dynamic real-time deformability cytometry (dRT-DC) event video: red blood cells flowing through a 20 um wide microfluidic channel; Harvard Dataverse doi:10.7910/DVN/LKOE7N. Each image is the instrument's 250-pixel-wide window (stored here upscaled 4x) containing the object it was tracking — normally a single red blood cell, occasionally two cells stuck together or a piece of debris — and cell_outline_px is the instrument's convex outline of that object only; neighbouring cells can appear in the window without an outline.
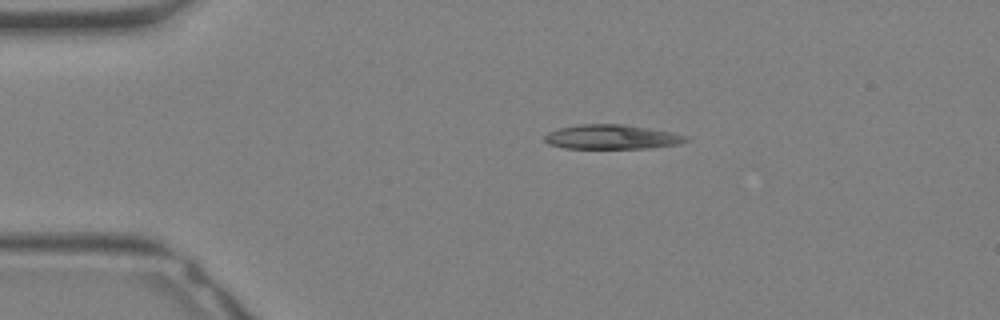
{"species": "Egyptian fruit bat (a non-hibernating species)", "species_latin": "Rousettus aegyptiacus", "temperature_condition": "warm", "stored_images_in_passage": 27, "camera_frame_rate_fps": 3000, "um_per_image_px": 0.085, "animal": {"sex": "female"}, "frame": {"image": 1, "passage_image": 1, "time_ms": 0.0, "image_size_px": [1000, 320], "cell_outline_px": [[688, 140], [680, 144], [648, 148], [564, 148], [548, 144], [544, 140], [544, 136], [548, 132], [560, 128], [580, 124], [624, 124], [668, 132], [688, 136]], "centroid_in_image_um": [51.97, 11.64], "position_along_channel_um": 33.0, "area_um2": 19.94}}
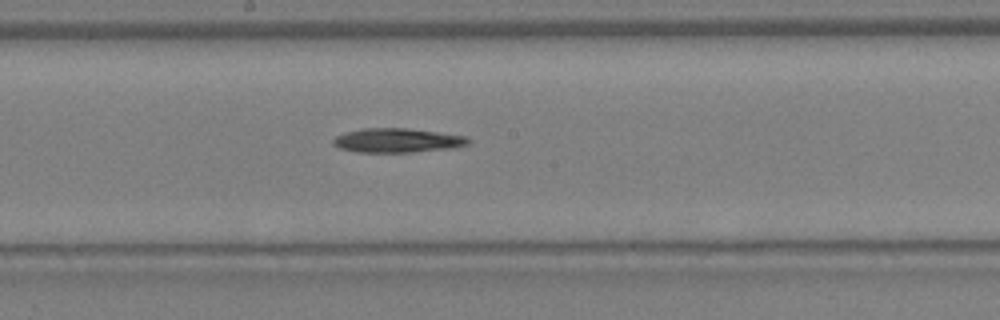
{"frame": {"image": 2, "passage_image": 12, "time_ms": 3.667, "image_size_px": [1000, 320], "cell_outline_px": [[472, 140], [468, 144], [452, 148], [412, 152], [356, 152], [340, 148], [332, 144], [332, 140], [336, 136], [344, 132], [364, 128], [404, 128], [436, 132], [464, 136]], "centroid_in_image_um": [33.73, 11.94], "position_along_channel_um": 214.5, "area_um2": 18.96}}
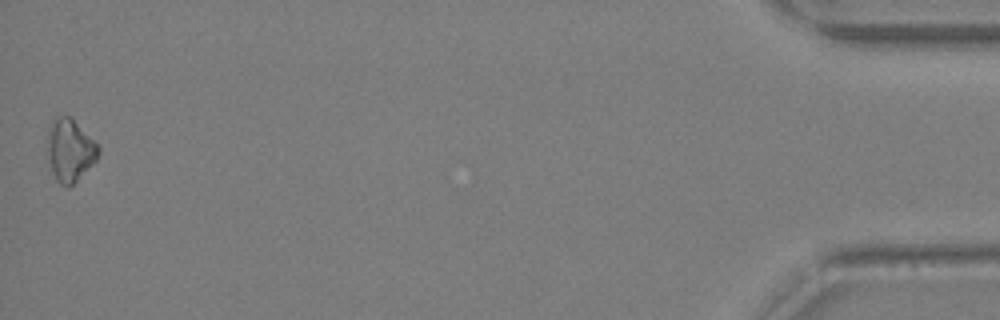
{"frame": {"image": 3, "passage_image": 27, "time_ms": 8.667, "image_size_px": [1000, 320], "cell_outline_px": [[100, 152], [96, 160], [68, 188], [60, 184], [56, 180], [52, 172], [48, 156], [48, 128], [52, 120], [56, 116], [72, 116], [100, 148]], "centroid_in_image_um": [5.93, 12.74], "position_along_channel_um": 429.3, "area_um2": 18.44}}